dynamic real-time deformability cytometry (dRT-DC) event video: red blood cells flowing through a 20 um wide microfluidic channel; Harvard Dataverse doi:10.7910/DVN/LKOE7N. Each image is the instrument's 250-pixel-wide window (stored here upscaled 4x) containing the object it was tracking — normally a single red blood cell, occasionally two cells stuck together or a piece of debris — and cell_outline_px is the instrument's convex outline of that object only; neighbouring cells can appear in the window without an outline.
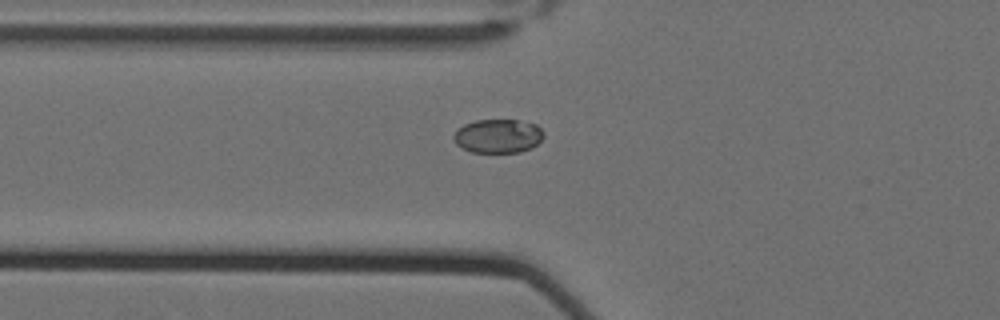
{"species": "Egyptian fruit bat (a non-hibernating species)", "species_latin": "Rousettus aegyptiacus", "temperature_condition": "cold", "stored_images_in_passage": 45, "camera_frame_rate_fps": 3000, "um_per_image_px": 0.085, "animal": {"sex": "female"}, "frame": {"image": 1, "passage_image": 11, "time_ms": 3.333, "image_size_px": [1000, 320], "cell_outline_px": [[544, 136], [532, 148], [520, 152], [472, 152], [456, 144], [452, 136], [464, 124], [476, 120], [516, 120], [536, 124], [544, 132]], "centroid_in_image_um": [42.35, 11.56], "position_along_channel_um": 83.5, "area_um2": 17.63}}
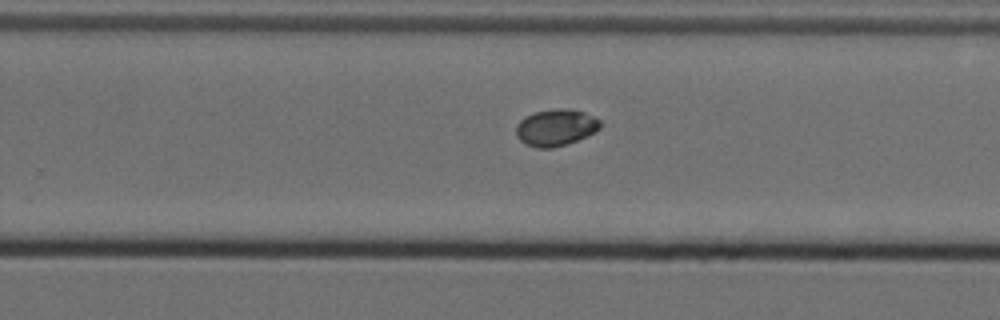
{"frame": {"image": 2, "passage_image": 28, "time_ms": 9.0, "image_size_px": [1000, 320], "cell_outline_px": [[604, 124], [600, 128], [588, 136], [568, 144], [552, 148], [536, 148], [524, 144], [516, 136], [516, 124], [524, 116], [536, 112], [560, 108], [564, 108], [584, 112], [600, 120]], "centroid_in_image_um": [47.24, 10.86], "position_along_channel_um": 282.6, "area_um2": 18.21}}
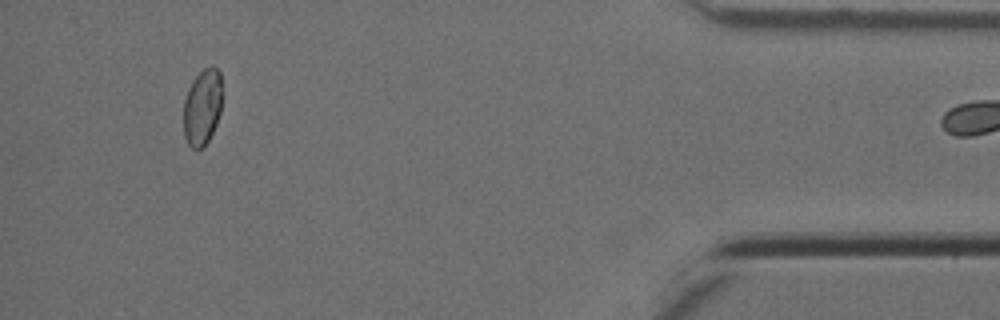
{"frame": {"image": 3, "passage_image": 44, "time_ms": 14.333, "image_size_px": [1000, 320], "cell_outline_px": [[220, 112], [216, 124], [204, 148], [192, 148], [188, 144], [184, 136], [184, 100], [188, 88], [192, 80], [204, 68], [212, 64], [220, 72]], "centroid_in_image_um": [17.18, 9.1], "position_along_channel_um": 418.0, "area_um2": 16.99}}